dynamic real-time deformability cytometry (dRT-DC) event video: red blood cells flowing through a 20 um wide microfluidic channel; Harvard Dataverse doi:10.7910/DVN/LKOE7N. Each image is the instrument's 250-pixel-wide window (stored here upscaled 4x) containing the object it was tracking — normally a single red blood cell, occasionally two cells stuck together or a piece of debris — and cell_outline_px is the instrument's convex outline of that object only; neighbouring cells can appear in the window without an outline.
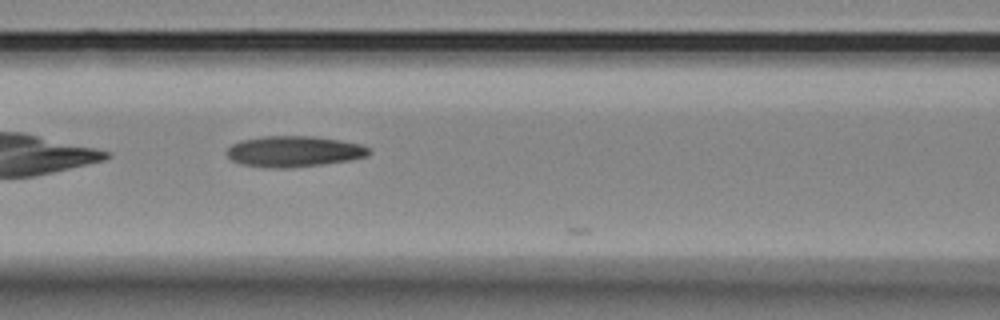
{"species": "Egyptian fruit bat (a non-hibernating species)", "species_latin": "Rousettus aegyptiacus", "temperature_condition": "room temperature", "stored_images_in_passage": 13, "camera_frame_rate_fps": 3000, "um_per_image_px": 0.085, "animal": {"sex": "female"}, "frame": {"image": 1, "passage_image": 11, "time_ms": 3.333, "image_size_px": [1000, 320], "cell_outline_px": [[372, 152], [368, 156], [348, 160], [320, 164], [284, 168], [276, 168], [244, 164], [232, 160], [228, 156], [228, 148], [232, 144], [240, 140], [260, 136], [312, 136], [340, 140], [360, 144], [368, 148]], "centroid_in_image_um": [24.99, 12.85], "position_along_channel_um": 141.6, "area_um2": 25.26}}